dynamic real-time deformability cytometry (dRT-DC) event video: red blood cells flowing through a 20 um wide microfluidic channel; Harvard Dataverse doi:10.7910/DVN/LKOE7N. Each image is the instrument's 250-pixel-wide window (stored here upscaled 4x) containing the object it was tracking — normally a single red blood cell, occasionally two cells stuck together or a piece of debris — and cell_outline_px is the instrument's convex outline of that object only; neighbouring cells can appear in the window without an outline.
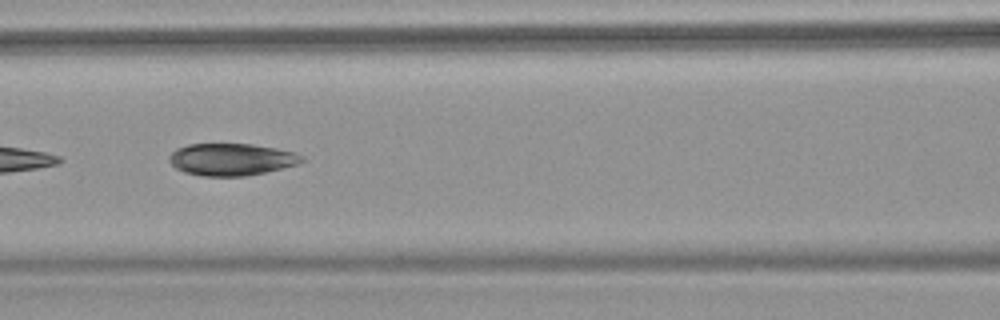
{"species": "common noctule bat (a hibernating species)", "species_latin": "Nyctalus noctula", "temperature_condition": "warm", "stored_images_in_passage": 8, "camera_frame_rate_fps": 3000, "um_per_image_px": 0.085, "animal": {"sex": "female", "body_mass_g": 18.4}, "frame": {"image": 1, "passage_image": 6, "time_ms": 6.0, "image_size_px": [1000, 320], "cell_outline_px": [[308, 160], [296, 164], [248, 176], [200, 176], [184, 172], [176, 168], [168, 160], [168, 156], [176, 148], [188, 144], [252, 144], [276, 148], [296, 152], [304, 156]], "centroid_in_image_um": [19.67, 13.54], "position_along_channel_um": 146.9, "area_um2": 24.97}}
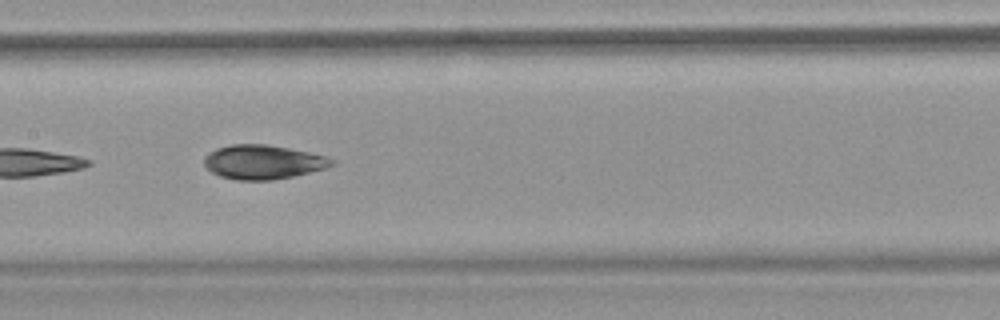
{"frame": {"image": 2, "passage_image": 7, "time_ms": 7.0, "image_size_px": [1000, 320], "cell_outline_px": [[336, 164], [324, 168], [292, 176], [272, 180], [236, 180], [220, 176], [212, 172], [204, 164], [204, 156], [208, 152], [216, 148], [232, 144], [264, 144], [288, 148], [308, 152], [324, 156], [336, 160]], "centroid_in_image_um": [22.32, 13.77], "position_along_channel_um": 185.1, "area_um2": 25.26}}